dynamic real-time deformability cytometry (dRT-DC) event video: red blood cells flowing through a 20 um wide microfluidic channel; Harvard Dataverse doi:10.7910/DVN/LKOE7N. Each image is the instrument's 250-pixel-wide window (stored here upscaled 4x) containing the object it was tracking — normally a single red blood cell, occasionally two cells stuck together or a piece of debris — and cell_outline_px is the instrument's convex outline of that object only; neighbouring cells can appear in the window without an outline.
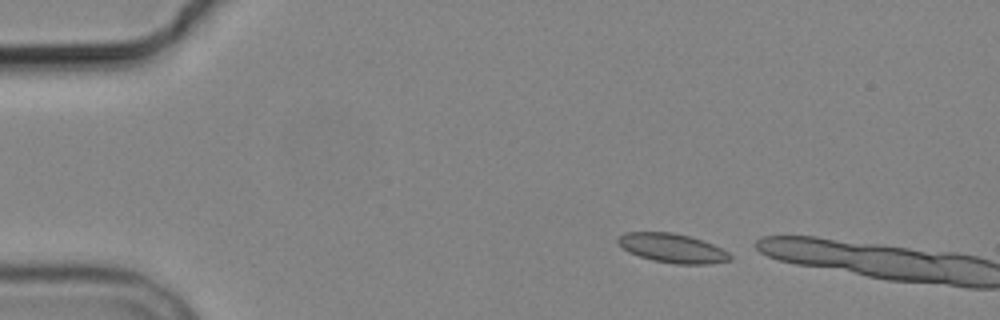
{"species": "common noctule bat (a hibernating species)", "species_latin": "Nyctalus noctula", "temperature_condition": "cold", "stored_images_in_passage": 2, "camera_frame_rate_fps": 3000, "um_per_image_px": 0.085, "animal": {"sex": "male", "body_mass_g": 19.2, "forearm_length_mm": 51.8}, "frame": {"image": 1, "passage_image": 1, "time_ms": 0.0, "image_size_px": [1000, 320], "cell_outline_px": [[732, 260], [708, 264], [676, 264], [652, 260], [628, 252], [616, 244], [616, 236], [624, 232], [672, 232], [688, 236], [712, 244], [728, 252], [732, 256]], "centroid_in_image_um": [57.09, 21.09], "position_along_channel_um": 27.9, "area_um2": 19.13}}